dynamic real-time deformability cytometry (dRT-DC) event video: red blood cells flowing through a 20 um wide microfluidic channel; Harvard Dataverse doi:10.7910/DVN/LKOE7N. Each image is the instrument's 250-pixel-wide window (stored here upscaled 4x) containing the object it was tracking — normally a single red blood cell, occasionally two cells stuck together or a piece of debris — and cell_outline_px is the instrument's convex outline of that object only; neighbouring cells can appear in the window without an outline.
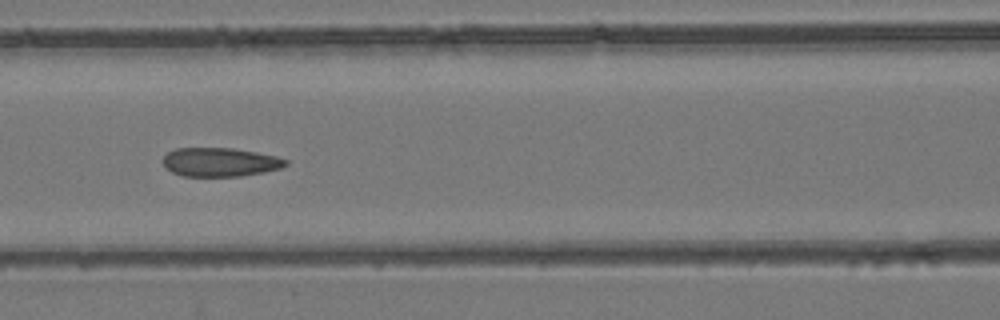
{"species": "common noctule bat (a hibernating species)", "species_latin": "Nyctalus noctula", "temperature_condition": "room temperature", "stored_images_in_passage": 10, "camera_frame_rate_fps": 3000, "um_per_image_px": 0.085, "animal": {"sex": "female", "body_mass_g": 24.6, "forearm_length_mm": 56.2}, "frame": {"image": 1, "passage_image": 7, "time_ms": 7.667, "image_size_px": [1000, 320], "cell_outline_px": [[288, 164], [280, 168], [264, 172], [240, 176], [184, 176], [172, 172], [164, 164], [164, 156], [168, 152], [176, 148], [232, 148], [256, 152], [276, 156], [288, 160]], "centroid_in_image_um": [18.73, 13.77], "position_along_channel_um": 147.9, "area_um2": 20.46}}
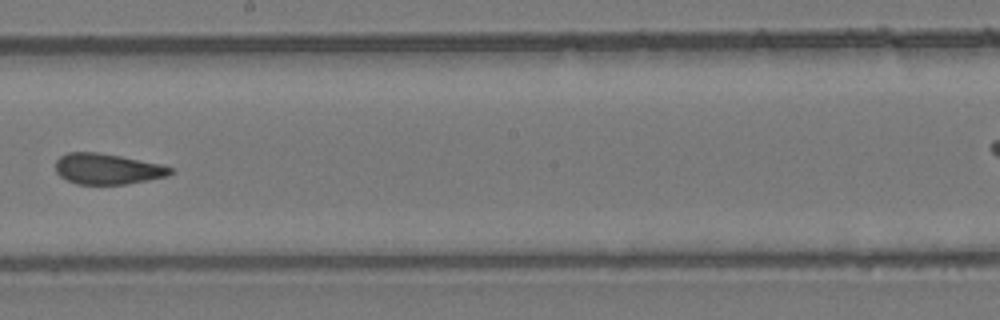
{"frame": {"image": 2, "passage_image": 9, "time_ms": 10.0, "image_size_px": [1000, 320], "cell_outline_px": [[172, 172], [168, 176], [124, 184], [76, 184], [60, 176], [56, 172], [56, 160], [60, 156], [68, 152], [96, 152], [120, 156], [160, 164], [172, 168]], "centroid_in_image_um": [9.1, 14.35], "position_along_channel_um": 239.1, "area_um2": 20.35}}
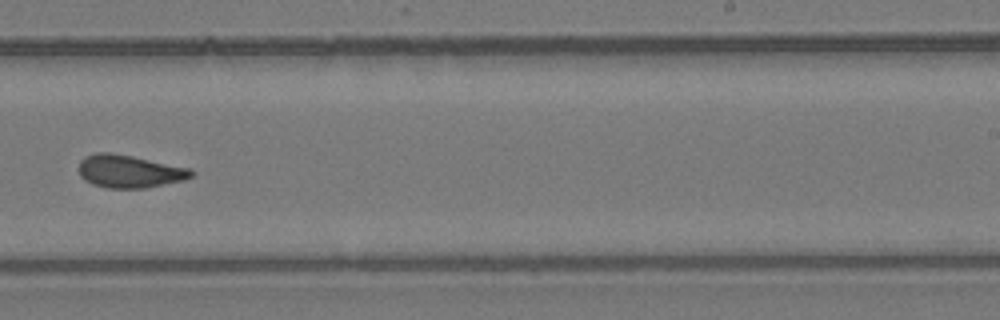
{"frame": {"image": 3, "passage_image": 10, "time_ms": 11.0, "image_size_px": [1000, 320], "cell_outline_px": [[196, 172], [192, 176], [184, 180], [144, 188], [108, 188], [92, 184], [84, 180], [80, 176], [80, 160], [84, 156], [96, 152], [112, 152], [192, 168]], "centroid_in_image_um": [11.01, 14.55], "position_along_channel_um": 278.0, "area_um2": 21.68}}